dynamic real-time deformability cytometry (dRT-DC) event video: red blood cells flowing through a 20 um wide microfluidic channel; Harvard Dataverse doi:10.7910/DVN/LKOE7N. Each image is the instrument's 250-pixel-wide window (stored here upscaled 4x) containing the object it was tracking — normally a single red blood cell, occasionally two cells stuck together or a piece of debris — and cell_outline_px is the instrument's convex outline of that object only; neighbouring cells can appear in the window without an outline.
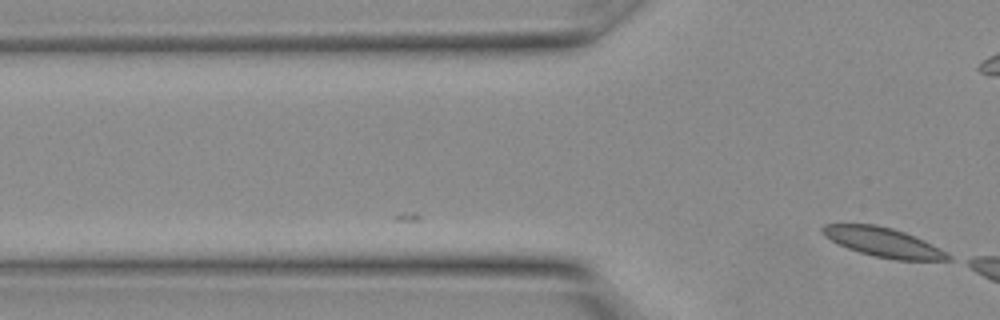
{"species": "Egyptian fruit bat (a non-hibernating species)", "species_latin": "Rousettus aegyptiacus", "temperature_condition": "warm", "stored_images_in_passage": 6, "camera_frame_rate_fps": 3000, "um_per_image_px": 0.085, "animal": {"sex": "female"}, "frame": {"image": 1, "passage_image": 6, "time_ms": 1.667, "image_size_px": [1000, 320], "cell_outline_px": [[952, 260], [896, 260], [872, 256], [848, 248], [824, 236], [820, 232], [820, 228], [824, 224], [876, 224], [892, 228], [904, 232], [924, 240], [952, 256]], "centroid_in_image_um": [75.05, 20.59], "position_along_channel_um": 50.7, "area_um2": 21.33}}